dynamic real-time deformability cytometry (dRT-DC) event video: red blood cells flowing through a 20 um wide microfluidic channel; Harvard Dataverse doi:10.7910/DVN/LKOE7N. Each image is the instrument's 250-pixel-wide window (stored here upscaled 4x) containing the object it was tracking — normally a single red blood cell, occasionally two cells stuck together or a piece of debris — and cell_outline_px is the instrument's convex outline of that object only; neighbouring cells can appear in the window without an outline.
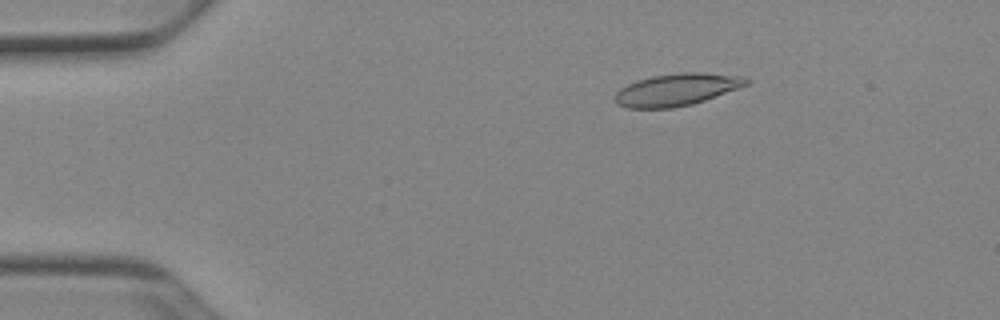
{"species": "Egyptian fruit bat (a non-hibernating species)", "species_latin": "Rousettus aegyptiacus", "temperature_condition": "cold", "stored_images_in_passage": 52, "camera_frame_rate_fps": 3000, "um_per_image_px": 0.085, "animal": {"sex": "female"}, "frame": {"image": 1, "passage_image": 9, "time_ms": 2.667, "image_size_px": [1000, 320], "cell_outline_px": [[752, 80], [748, 84], [704, 100], [692, 104], [672, 108], [628, 108], [616, 104], [616, 92], [620, 88], [636, 80], [652, 76], [680, 72], [700, 72], [744, 76]], "centroid_in_image_um": [57.52, 7.61], "position_along_channel_um": 27.5, "area_um2": 24.57}}
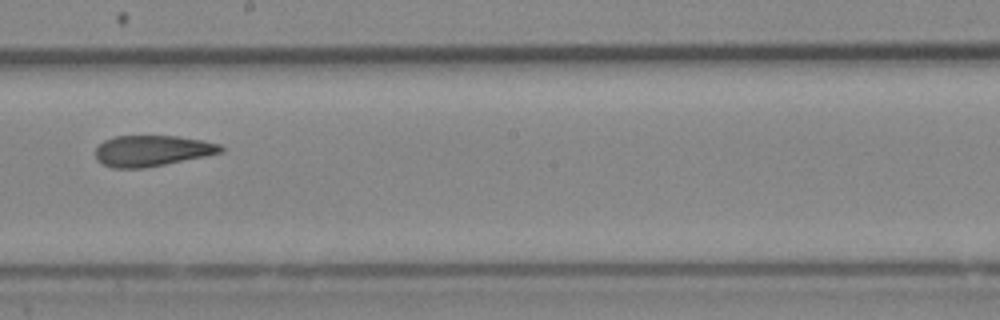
{"frame": {"image": 2, "passage_image": 30, "time_ms": 9.667, "image_size_px": [1000, 320], "cell_outline_px": [[224, 152], [144, 168], [112, 168], [100, 164], [96, 160], [96, 148], [104, 140], [116, 136], [176, 136], [200, 140], [220, 144], [224, 148]], "centroid_in_image_um": [12.89, 12.82], "position_along_channel_um": 235.3, "area_um2": 22.48}}
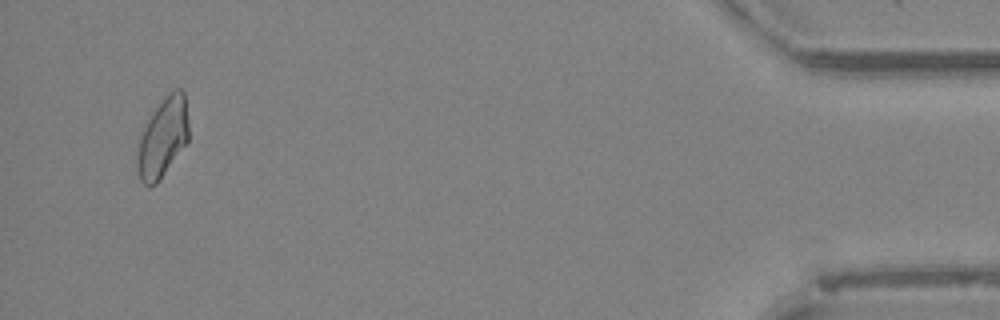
{"frame": {"image": 3, "passage_image": 50, "time_ms": 16.333, "image_size_px": [1000, 320], "cell_outline_px": [[188, 140], [160, 180], [156, 184], [144, 184], [140, 180], [136, 168], [136, 156], [140, 136], [148, 120], [156, 108], [172, 88], [180, 88], [184, 92], [188, 120]], "centroid_in_image_um": [13.83, 11.7], "position_along_channel_um": 421.4, "area_um2": 23.58}, "authors_computed_cell_mechanics": {"area_um2": 23.6402, "velocity_mm_per_s": 3.9098, "shape_relaxation_time_tau1_ms": null, "shape_relaxation_time_tau2_ms": 2.9629, "deformation_change_tau1": null, "deformation_change_tau2": 0.0928}}